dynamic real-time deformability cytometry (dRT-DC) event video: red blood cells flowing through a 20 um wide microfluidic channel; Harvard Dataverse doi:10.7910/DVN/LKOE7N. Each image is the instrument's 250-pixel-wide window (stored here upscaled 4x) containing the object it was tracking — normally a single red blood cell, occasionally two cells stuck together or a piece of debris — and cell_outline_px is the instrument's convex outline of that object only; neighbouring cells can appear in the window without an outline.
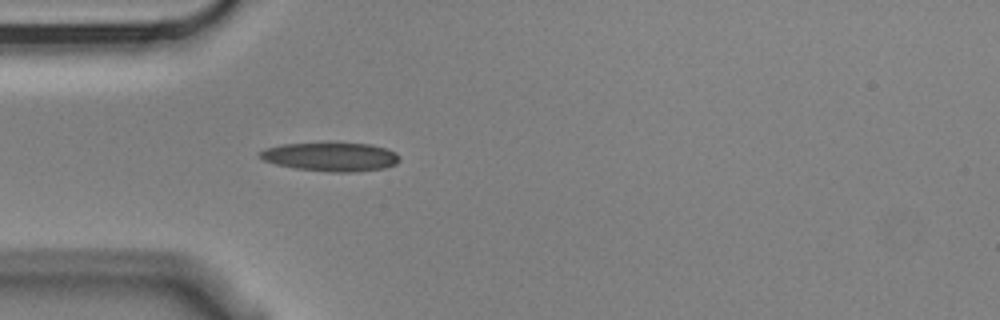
{"species": "Egyptian fruit bat (a non-hibernating species)", "species_latin": "Rousettus aegyptiacus", "temperature_condition": "cold", "stored_images_in_passage": 4, "camera_frame_rate_fps": 3000, "um_per_image_px": 0.085, "animal": {"sex": "male"}, "frame": {"image": 1, "passage_image": 4, "time_ms": 1.0, "image_size_px": [1000, 320], "cell_outline_px": [[400, 160], [396, 164], [384, 168], [352, 172], [332, 172], [296, 168], [276, 164], [264, 160], [260, 156], [260, 152], [264, 148], [284, 144], [328, 140], [372, 144], [388, 148], [396, 152], [400, 156]], "centroid_in_image_um": [28.16, 13.27], "position_along_channel_um": 56.8, "area_um2": 24.33}}